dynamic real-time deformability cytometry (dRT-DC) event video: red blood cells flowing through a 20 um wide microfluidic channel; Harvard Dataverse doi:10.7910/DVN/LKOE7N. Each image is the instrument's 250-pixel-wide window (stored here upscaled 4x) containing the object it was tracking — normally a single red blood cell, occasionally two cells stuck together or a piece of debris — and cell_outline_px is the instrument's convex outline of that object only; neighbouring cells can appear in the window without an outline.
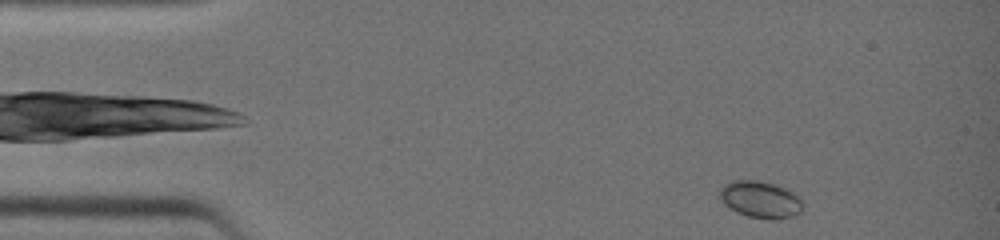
{"species": "common noctule bat (a hibernating species)", "species_latin": "Nyctalus noctula", "temperature_condition": "warm", "stored_images_in_passage": 35, "segment_of_instrument_passage": [1, 2], "camera_frame_rate_fps": 3000, "um_per_image_px": 0.085, "animal": {"sex": "female", "body_mass_g": 19.0, "forearm_length_mm": 51.5}, "frame": {"image": 1, "passage_image": 1, "time_ms": 0.0, "image_size_px": [1000, 240], "cell_outline_px": [[800, 212], [788, 216], [748, 216], [732, 208], [720, 196], [720, 192], [732, 180], [756, 180], [772, 184], [784, 188], [796, 196], [800, 200]], "centroid_in_image_um": [64.61, 16.9], "position_along_channel_um": 20.4, "area_um2": 16.13}}
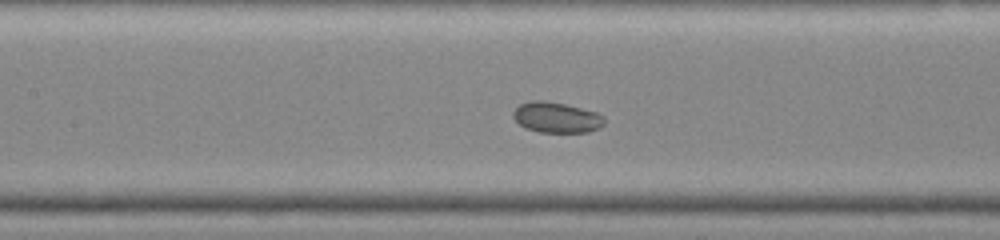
{"frame": {"image": 2, "passage_image": 15, "time_ms": 4.667, "image_size_px": [1000, 240], "cell_outline_px": [[604, 124], [588, 132], [540, 132], [528, 128], [520, 124], [512, 116], [512, 112], [520, 104], [532, 100], [544, 100], [564, 104], [596, 112], [604, 116]], "centroid_in_image_um": [47.29, 9.97], "position_along_channel_um": 160.1, "area_um2": 16.01}}
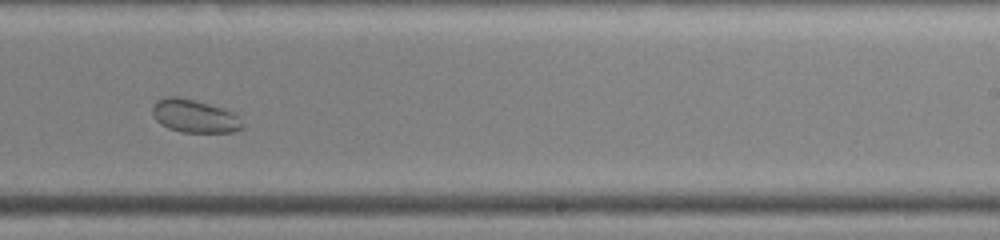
{"frame": {"image": 3, "passage_image": 22, "time_ms": 7.0, "image_size_px": [1000, 240], "cell_outline_px": [[244, 128], [232, 132], [180, 132], [168, 128], [160, 124], [156, 120], [152, 112], [152, 108], [156, 100], [168, 96], [176, 96], [196, 100], [224, 108], [232, 112], [236, 116]], "centroid_in_image_um": [16.49, 9.86], "position_along_channel_um": 272.5, "area_um2": 17.34}}